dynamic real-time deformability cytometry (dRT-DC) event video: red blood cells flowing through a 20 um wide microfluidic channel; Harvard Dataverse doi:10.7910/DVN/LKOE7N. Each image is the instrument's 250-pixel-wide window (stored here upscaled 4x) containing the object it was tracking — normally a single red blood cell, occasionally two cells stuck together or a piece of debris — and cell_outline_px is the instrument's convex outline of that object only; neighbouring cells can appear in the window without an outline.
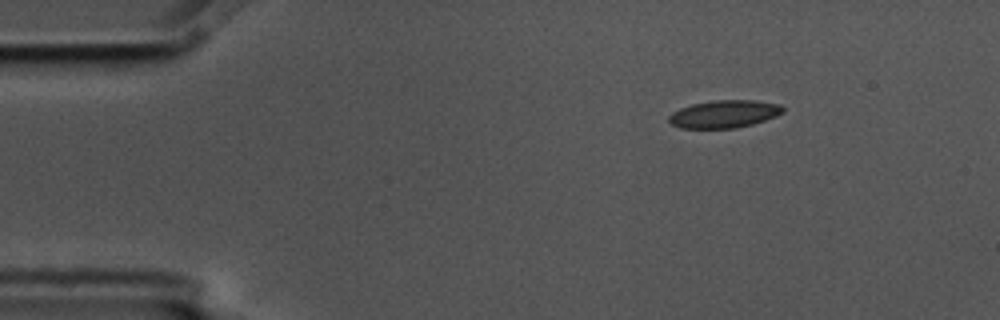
{"species": "common noctule bat (a hibernating species)", "species_latin": "Nyctalus noctula", "temperature_condition": "cold", "stored_images_in_passage": 4, "camera_frame_rate_fps": 3000, "um_per_image_px": 0.085, "animal": {"sex": "male", "body_mass_g": 17.5, "forearm_length_mm": 52.3}, "frame": {"image": 1, "passage_image": 1, "time_ms": 0.0, "image_size_px": [1000, 320], "cell_outline_px": [[784, 112], [776, 116], [752, 124], [736, 128], [680, 128], [672, 124], [668, 120], [668, 116], [672, 112], [680, 108], [692, 104], [712, 100], [756, 100], [780, 104], [784, 108]], "centroid_in_image_um": [61.56, 9.68], "position_along_channel_um": 23.4, "area_um2": 18.44}}
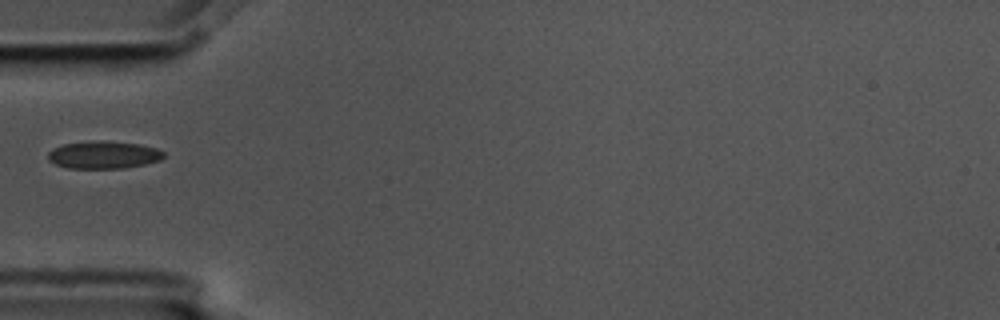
{"frame": {"image": 2, "passage_image": 4, "time_ms": 1.0, "image_size_px": [1000, 320], "cell_outline_px": [[164, 156], [160, 160], [144, 164], [124, 168], [68, 168], [56, 164], [48, 160], [48, 152], [52, 148], [64, 144], [92, 140], [104, 140], [140, 144], [156, 148], [164, 152]], "centroid_in_image_um": [8.79, 13.15], "position_along_channel_um": 76.2, "area_um2": 18.67}}